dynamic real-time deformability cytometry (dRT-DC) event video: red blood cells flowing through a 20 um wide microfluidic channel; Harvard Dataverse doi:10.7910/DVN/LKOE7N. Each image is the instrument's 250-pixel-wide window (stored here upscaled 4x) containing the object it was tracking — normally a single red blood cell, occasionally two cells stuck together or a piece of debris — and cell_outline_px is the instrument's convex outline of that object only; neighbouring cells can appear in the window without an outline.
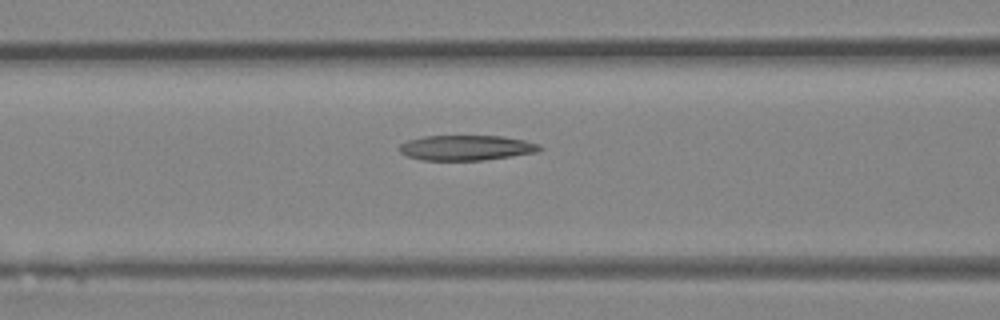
{"species": "Egyptian fruit bat (a non-hibernating species)", "species_latin": "Rousettus aegyptiacus", "temperature_condition": "room temperature", "stored_images_in_passage": 5, "camera_frame_rate_fps": 3000, "um_per_image_px": 0.085, "animal": {"sex": "female"}, "frame": {"image": 1, "passage_image": 4, "time_ms": 3.333, "image_size_px": [1000, 320], "cell_outline_px": [[544, 148], [540, 152], [484, 160], [424, 160], [408, 156], [400, 152], [396, 148], [400, 144], [408, 140], [424, 136], [500, 136], [524, 140], [540, 144]], "centroid_in_image_um": [39.66, 12.56], "position_along_channel_um": 126.9, "area_um2": 20.69}}